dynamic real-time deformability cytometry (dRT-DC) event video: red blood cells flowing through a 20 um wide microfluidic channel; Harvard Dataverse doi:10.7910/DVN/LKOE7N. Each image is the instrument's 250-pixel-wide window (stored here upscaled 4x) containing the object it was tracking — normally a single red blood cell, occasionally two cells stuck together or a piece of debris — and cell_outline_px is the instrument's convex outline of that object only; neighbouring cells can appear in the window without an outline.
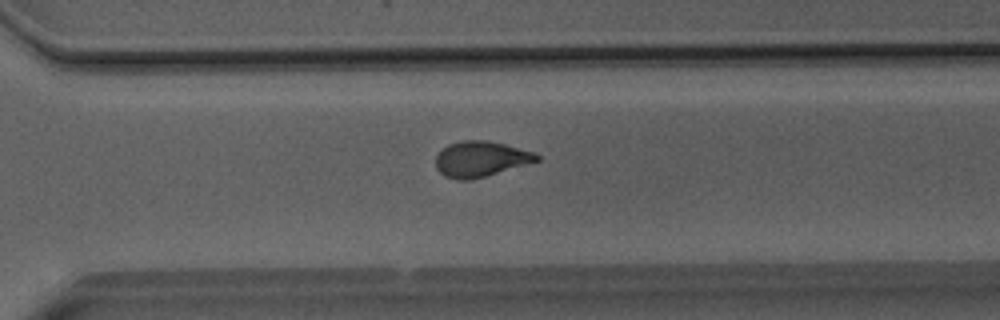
{"species": "Egyptian fruit bat (a non-hibernating species)", "species_latin": "Rousettus aegyptiacus", "temperature_condition": "room temperature", "stored_images_in_passage": 51, "camera_frame_rate_fps": 3000, "um_per_image_px": 0.085, "animal": {"sex": "male"}, "frame": {"image": 1, "passage_image": 36, "time_ms": 11.667, "image_size_px": [1000, 320], "cell_outline_px": [[540, 160], [484, 176], [468, 180], [456, 180], [444, 176], [436, 168], [436, 156], [448, 144], [460, 140], [484, 140], [504, 144], [536, 152], [540, 156]], "centroid_in_image_um": [40.84, 13.51], "position_along_channel_um": 329.8, "area_um2": 20.75}}
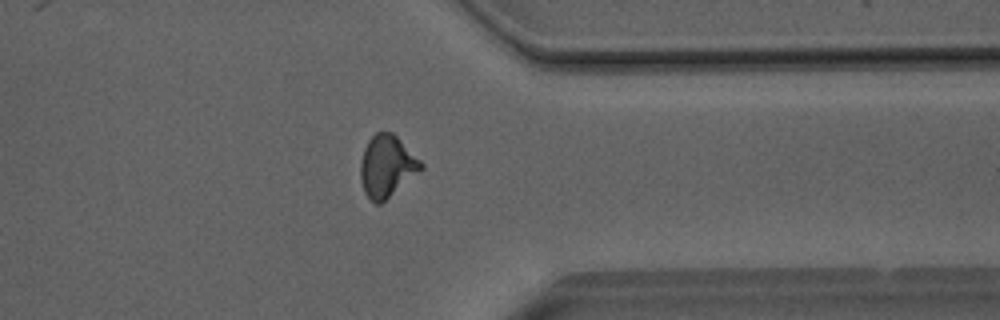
{"frame": {"image": 2, "passage_image": 40, "time_ms": 13.0, "image_size_px": [1000, 320], "cell_outline_px": [[424, 168], [380, 204], [376, 204], [364, 192], [360, 180], [360, 160], [364, 148], [368, 140], [376, 132], [392, 132], [424, 164]], "centroid_in_image_um": [32.86, 14.12], "position_along_channel_um": 378.5, "area_um2": 21.62}}
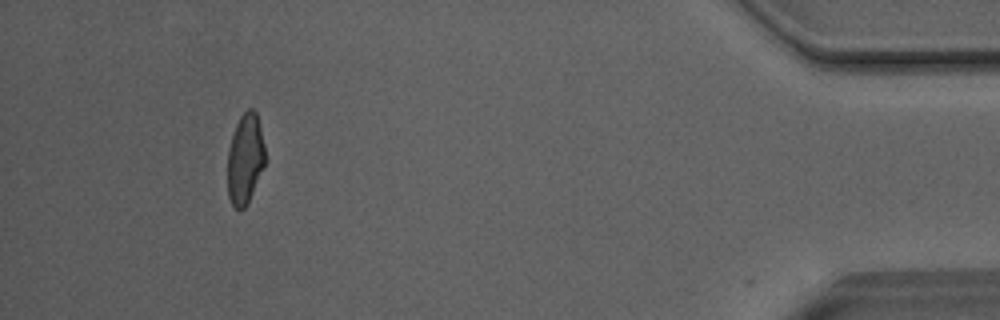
{"frame": {"image": 3, "passage_image": 47, "time_ms": 15.333, "image_size_px": [1000, 320], "cell_outline_px": [[264, 164], [248, 204], [240, 212], [232, 204], [228, 196], [228, 148], [236, 124], [240, 116], [248, 108], [252, 108], [256, 112], [264, 144]], "centroid_in_image_um": [20.82, 13.52], "position_along_channel_um": 414.4, "area_um2": 19.59}, "authors_computed_cell_mechanics": {"area_um2": 21.5016, "velocity_mm_per_s": 4.066, "shape_relaxation_time_tau1_ms": 5.1888, "shape_relaxation_time_tau2_ms": 1.5345, "deformation_change_tau1": 0.1677, "deformation_change_tau2": 0.0793}}